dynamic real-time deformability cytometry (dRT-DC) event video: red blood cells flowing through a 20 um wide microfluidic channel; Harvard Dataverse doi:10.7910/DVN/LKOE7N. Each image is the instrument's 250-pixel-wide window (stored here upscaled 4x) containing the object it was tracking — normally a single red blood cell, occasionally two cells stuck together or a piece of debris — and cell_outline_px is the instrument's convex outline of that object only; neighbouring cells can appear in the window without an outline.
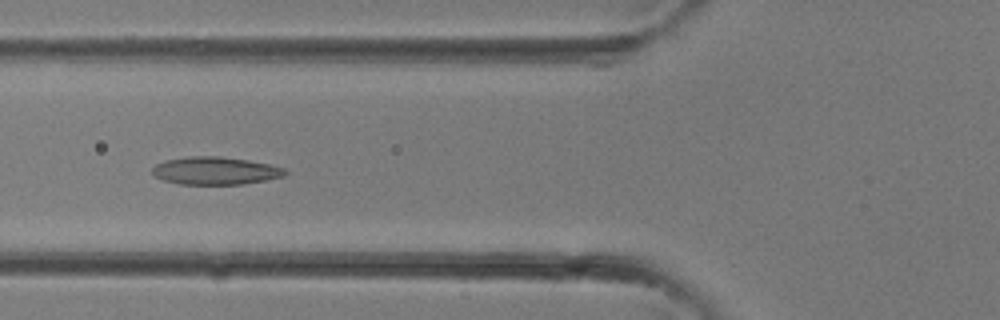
{"species": "common noctule bat (a hibernating species)", "species_latin": "Nyctalus noctula", "temperature_condition": "room temperature", "stored_images_in_passage": 27, "camera_frame_rate_fps": 3000, "um_per_image_px": 0.085, "animal": {"sex": "female"}, "frame": {"image": 1, "passage_image": 7, "time_ms": 2.0, "image_size_px": [1000, 320], "cell_outline_px": [[288, 172], [284, 176], [244, 184], [180, 184], [164, 180], [156, 176], [152, 172], [152, 168], [156, 164], [168, 160], [188, 156], [220, 156], [248, 160], [268, 164], [284, 168]], "centroid_in_image_um": [18.31, 14.51], "position_along_channel_um": 107.5, "area_um2": 21.27}}
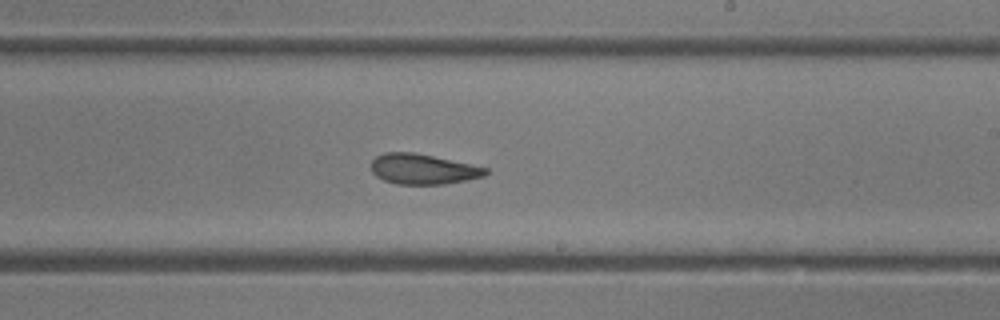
{"frame": {"image": 2, "passage_image": 14, "time_ms": 4.333, "image_size_px": [1000, 320], "cell_outline_px": [[488, 172], [484, 176], [444, 184], [396, 184], [384, 180], [376, 176], [372, 172], [368, 164], [376, 156], [384, 152], [412, 152], [432, 156], [488, 168]], "centroid_in_image_um": [35.88, 14.37], "position_along_channel_um": 253.1, "area_um2": 20.11}}
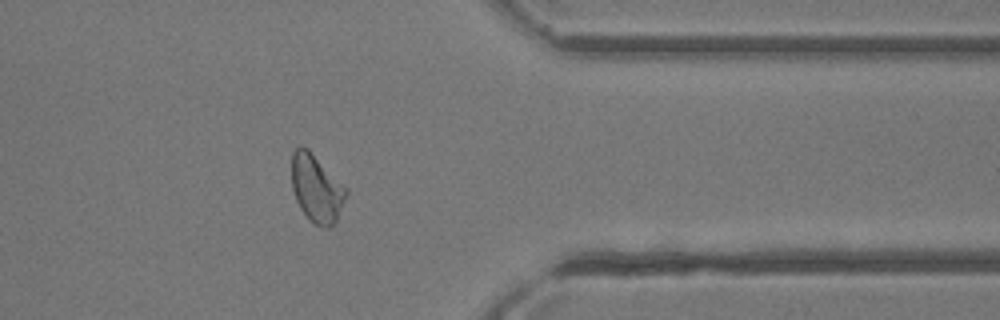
{"frame": {"image": 3, "passage_image": 21, "time_ms": 6.667, "image_size_px": [1000, 320], "cell_outline_px": [[348, 192], [336, 220], [328, 228], [320, 228], [312, 224], [308, 220], [300, 208], [296, 200], [292, 188], [292, 152], [300, 144], [308, 148], [348, 188]], "centroid_in_image_um": [26.9, 16.02], "position_along_channel_um": 384.5, "area_um2": 21.79}}